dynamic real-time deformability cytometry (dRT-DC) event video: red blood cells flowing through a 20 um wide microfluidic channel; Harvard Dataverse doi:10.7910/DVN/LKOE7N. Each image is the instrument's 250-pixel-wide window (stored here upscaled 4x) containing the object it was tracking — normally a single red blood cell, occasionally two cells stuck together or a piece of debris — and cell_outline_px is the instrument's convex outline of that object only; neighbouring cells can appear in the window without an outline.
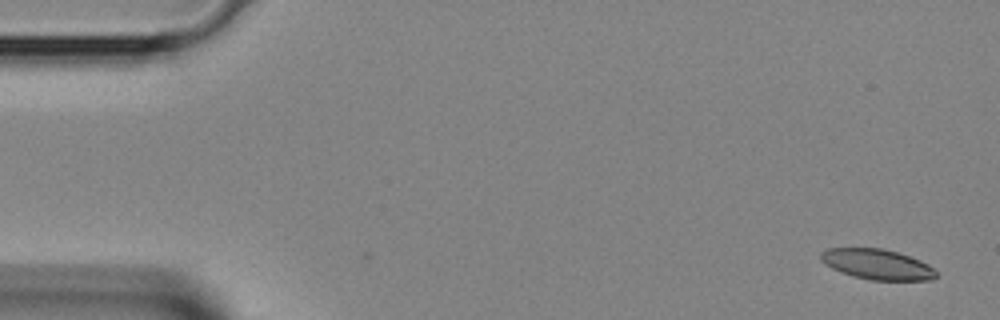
{"species": "Egyptian fruit bat (a non-hibernating species)", "species_latin": "Rousettus aegyptiacus", "temperature_condition": "room temperature", "stored_images_in_passage": 2, "segment_of_instrument_passage": [2, 2], "camera_frame_rate_fps": 3000, "um_per_image_px": 0.085, "animal": {"sex": "female"}, "frame": {"image": 1, "passage_image": 2, "time_ms": 0.333, "image_size_px": [1000, 320], "cell_outline_px": [[936, 276], [928, 280], [872, 280], [856, 276], [832, 268], [820, 260], [820, 252], [828, 248], [884, 248], [920, 260], [928, 264], [936, 272]], "centroid_in_image_um": [74.54, 22.45], "position_along_channel_um": 10.5, "area_um2": 20.06}}